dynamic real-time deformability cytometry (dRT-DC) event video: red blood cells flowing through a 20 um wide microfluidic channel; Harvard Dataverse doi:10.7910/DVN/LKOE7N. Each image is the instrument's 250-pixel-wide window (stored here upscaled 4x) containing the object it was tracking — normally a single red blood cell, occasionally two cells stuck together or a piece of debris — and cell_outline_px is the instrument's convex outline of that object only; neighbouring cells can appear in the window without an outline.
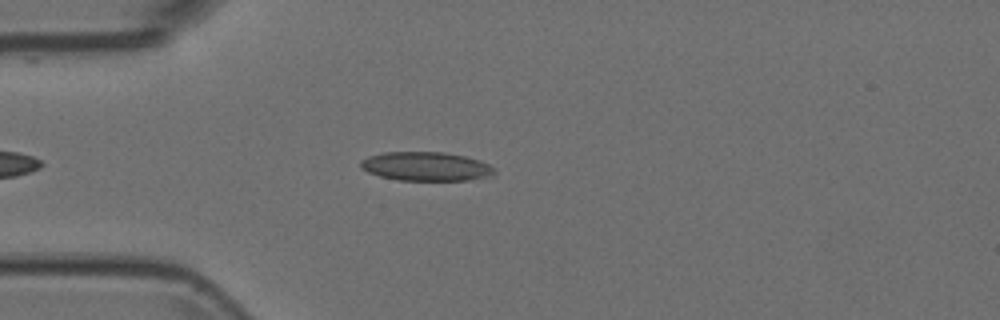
{"species": "Egyptian fruit bat (a non-hibernating species)", "species_latin": "Rousettus aegyptiacus", "temperature_condition": "room temperature", "stored_images_in_passage": 37, "camera_frame_rate_fps": 3000, "um_per_image_px": 0.085, "animal": {"sex": "female"}, "frame": {"image": 1, "passage_image": 1, "time_ms": 0.0, "image_size_px": [1000, 320], "cell_outline_px": [[496, 176], [468, 180], [400, 180], [380, 176], [368, 172], [360, 168], [360, 160], [368, 156], [384, 152], [444, 152], [464, 156], [480, 160], [496, 168]], "centroid_in_image_um": [36.25, 14.14], "position_along_channel_um": 48.8, "area_um2": 22.77}}
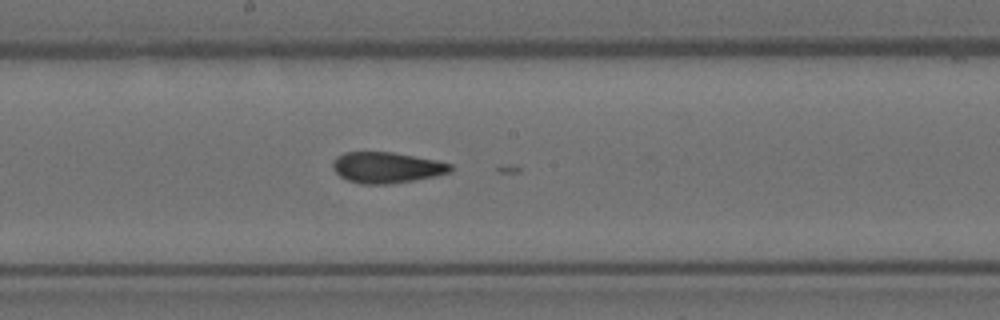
{"frame": {"image": 2, "passage_image": 15, "time_ms": 4.667, "image_size_px": [1000, 320], "cell_outline_px": [[452, 172], [436, 176], [412, 180], [384, 184], [360, 184], [348, 180], [340, 176], [332, 168], [332, 164], [336, 156], [344, 152], [392, 152], [436, 160], [452, 164]], "centroid_in_image_um": [32.86, 14.23], "position_along_channel_um": 215.3, "area_um2": 21.15}}
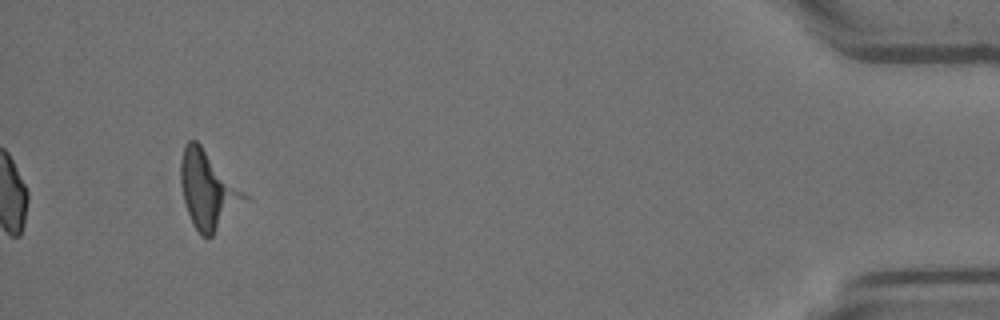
{"frame": {"image": 3, "passage_image": 37, "time_ms": 12.0, "image_size_px": [1000, 320], "cell_outline_px": [[252, 196], [208, 240], [200, 236], [192, 224], [184, 200], [180, 184], [180, 160], [184, 144], [188, 140], [196, 140]], "centroid_in_image_um": [17.71, 16.15], "position_along_channel_um": 417.5, "area_um2": 29.59}}